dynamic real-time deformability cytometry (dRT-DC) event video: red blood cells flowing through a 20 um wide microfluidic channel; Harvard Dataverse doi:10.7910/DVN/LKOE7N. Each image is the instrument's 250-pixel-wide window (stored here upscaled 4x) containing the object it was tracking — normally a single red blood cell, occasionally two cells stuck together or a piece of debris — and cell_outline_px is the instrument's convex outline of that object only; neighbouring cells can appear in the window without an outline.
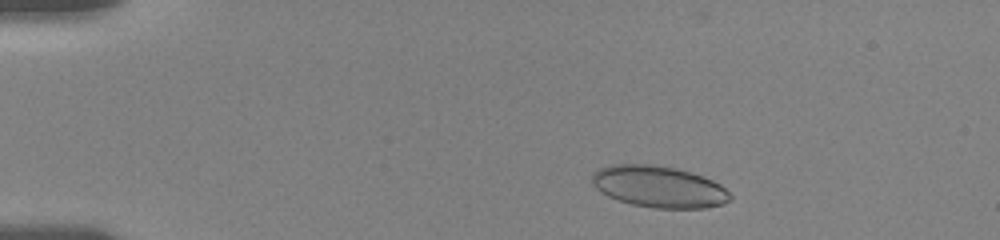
{"species": "human", "species_latin": "Homo sapiens", "temperature_condition": "room temperature", "stored_images_in_passage": 16, "camera_frame_rate_fps": 3000, "um_per_image_px": 0.085, "donor": {"sex": "female"}, "frame": {"image": 1, "passage_image": 5, "time_ms": 1.667, "image_size_px": [1000, 240], "cell_outline_px": [[732, 200], [720, 204], [704, 208], [652, 208], [632, 204], [608, 196], [600, 192], [592, 184], [592, 176], [600, 168], [612, 164], [652, 164], [676, 168], [704, 176], [720, 184], [732, 196]], "centroid_in_image_um": [56.01, 15.87], "position_along_channel_um": 29.0, "area_um2": 33.41}}
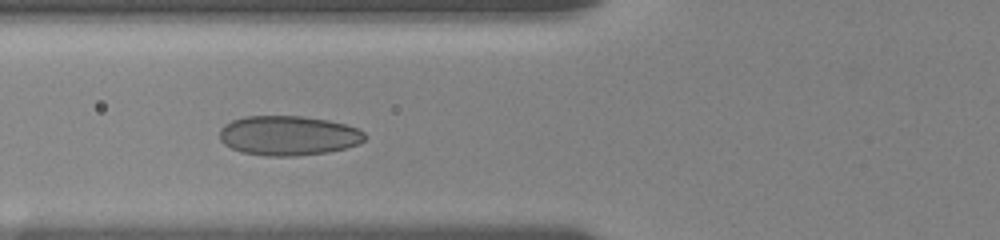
{"frame": {"image": 2, "passage_image": 14, "time_ms": 5.667, "image_size_px": [1000, 240], "cell_outline_px": [[368, 136], [364, 140], [356, 144], [344, 148], [328, 152], [296, 156], [268, 156], [240, 152], [224, 144], [220, 140], [220, 128], [224, 124], [232, 120], [244, 116], [300, 116], [328, 120], [344, 124], [356, 128], [364, 132]], "centroid_in_image_um": [24.48, 11.52], "position_along_channel_um": 101.3, "area_um2": 33.58}}
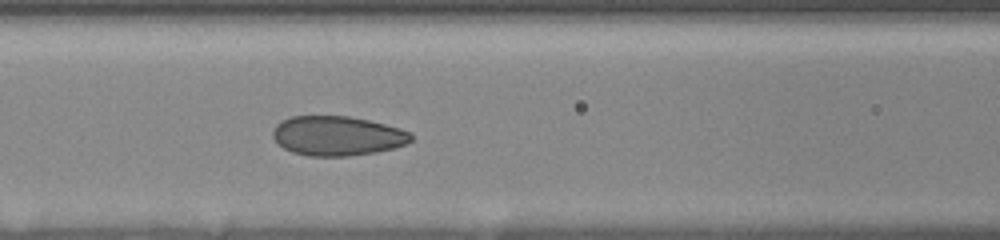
{"frame": {"image": 3, "passage_image": 16, "time_ms": 6.667, "image_size_px": [1000, 240], "cell_outline_px": [[412, 140], [408, 144], [376, 152], [348, 156], [308, 156], [292, 152], [276, 144], [272, 136], [272, 132], [276, 124], [280, 120], [292, 116], [348, 116], [368, 120], [400, 128], [408, 132], [412, 136]], "centroid_in_image_um": [28.63, 11.55], "position_along_channel_um": 138.0, "area_um2": 32.02}}